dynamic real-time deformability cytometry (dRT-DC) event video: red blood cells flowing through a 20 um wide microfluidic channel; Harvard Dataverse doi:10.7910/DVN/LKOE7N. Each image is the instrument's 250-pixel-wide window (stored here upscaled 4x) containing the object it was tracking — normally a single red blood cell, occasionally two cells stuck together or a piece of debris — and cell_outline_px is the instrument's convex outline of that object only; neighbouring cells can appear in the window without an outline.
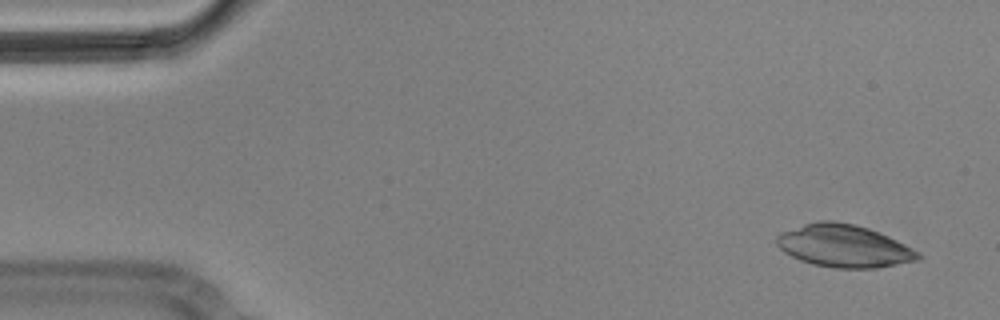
{"species": "Egyptian fruit bat (a non-hibernating species)", "species_latin": "Rousettus aegyptiacus", "temperature_condition": "cold", "stored_images_in_passage": 8, "camera_frame_rate_fps": 3000, "um_per_image_px": 0.085, "animal": {"sex": "male"}, "frame": {"image": 1, "passage_image": 1, "time_ms": 0.0, "image_size_px": [1000, 320], "cell_outline_px": [[920, 260], [876, 268], [836, 268], [812, 264], [800, 260], [784, 252], [776, 244], [776, 236], [780, 232], [804, 224], [820, 220], [832, 220], [856, 224], [868, 228], [888, 236], [912, 248], [920, 256]], "centroid_in_image_um": [71.7, 20.9], "position_along_channel_um": 13.3, "area_um2": 34.97}}
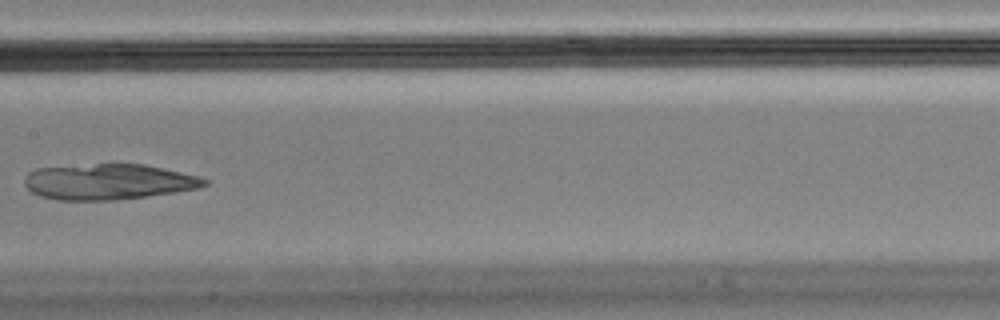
{"frame": {"image": 2, "passage_image": 8, "time_ms": 2.333, "image_size_px": [1000, 320], "cell_outline_px": [[208, 184], [200, 188], [144, 196], [112, 200], [60, 200], [40, 196], [32, 192], [24, 184], [24, 176], [28, 172], [36, 168], [96, 164], [144, 164], [180, 172], [196, 176], [208, 180]], "centroid_in_image_um": [9.17, 15.44], "position_along_channel_um": 198.2, "area_um2": 37.11}}